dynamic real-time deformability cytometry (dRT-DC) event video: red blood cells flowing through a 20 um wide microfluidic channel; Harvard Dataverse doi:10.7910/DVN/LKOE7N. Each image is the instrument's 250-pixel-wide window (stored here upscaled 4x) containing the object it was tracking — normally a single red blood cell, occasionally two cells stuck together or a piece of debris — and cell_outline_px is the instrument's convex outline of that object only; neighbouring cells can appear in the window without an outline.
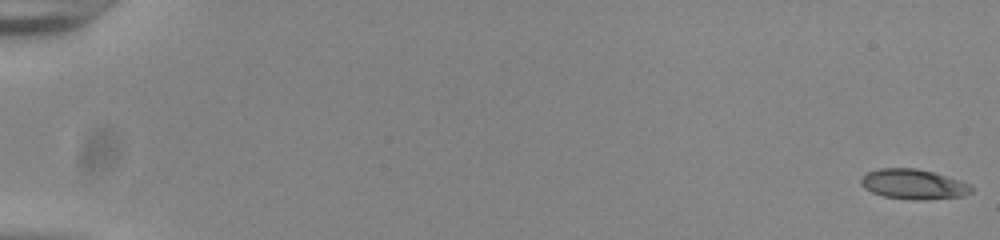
{"species": "common noctule bat (a hibernating species)", "species_latin": "Nyctalus noctula", "temperature_condition": "room temperature", "stored_images_in_passage": 55, "camera_frame_rate_fps": 3000, "um_per_image_px": 0.085, "animal": {"sex": "male", "body_mass_g": 20.0, "forearm_length_mm": 53.3}, "frame": {"image": 1, "passage_image": 1, "time_ms": 0.0, "image_size_px": [1000, 240], "cell_outline_px": [[976, 188], [972, 192], [964, 196], [928, 200], [912, 200], [884, 196], [872, 192], [864, 188], [860, 184], [860, 180], [868, 172], [880, 168], [916, 168], [932, 172], [960, 180], [972, 184]], "centroid_in_image_um": [77.71, 15.67], "position_along_channel_um": 7.3, "area_um2": 19.54}}
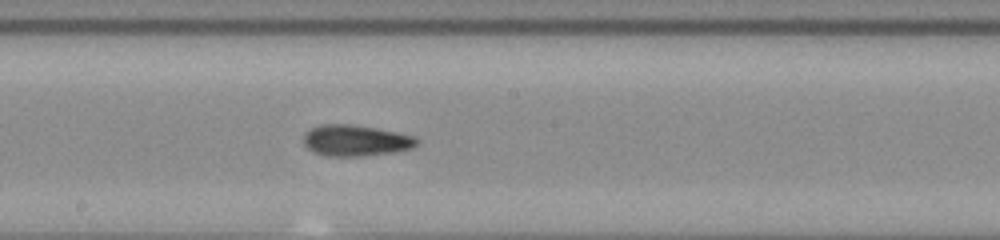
{"frame": {"image": 2, "passage_image": 32, "time_ms": 10.333, "image_size_px": [1000, 240], "cell_outline_px": [[420, 144], [412, 148], [396, 152], [360, 156], [328, 156], [312, 152], [304, 144], [304, 132], [320, 124], [352, 124], [376, 128], [416, 136], [420, 140]], "centroid_in_image_um": [30.26, 11.94], "position_along_channel_um": 217.9, "area_um2": 20.81}}
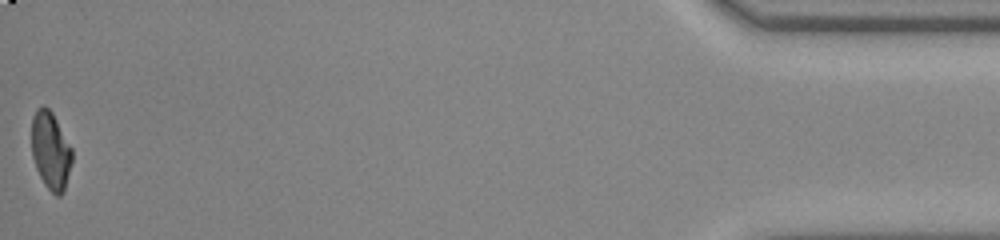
{"frame": {"image": 3, "passage_image": 55, "time_ms": 18.0, "image_size_px": [1000, 240], "cell_outline_px": [[72, 160], [64, 192], [60, 196], [56, 196], [44, 184], [36, 168], [32, 156], [32, 116], [36, 108], [44, 104], [52, 112], [72, 148]], "centroid_in_image_um": [4.3, 12.79], "position_along_channel_um": 430.9, "area_um2": 18.38}, "authors_computed_cell_mechanics": {"area_um2": 19.652, "velocity_mm_per_s": 3.879, "shape_relaxation_time_tau1_ms": null, "shape_relaxation_time_tau2_ms": 2.1689, "deformation_change_tau1": null, "deformation_change_tau2": 0.0842}}